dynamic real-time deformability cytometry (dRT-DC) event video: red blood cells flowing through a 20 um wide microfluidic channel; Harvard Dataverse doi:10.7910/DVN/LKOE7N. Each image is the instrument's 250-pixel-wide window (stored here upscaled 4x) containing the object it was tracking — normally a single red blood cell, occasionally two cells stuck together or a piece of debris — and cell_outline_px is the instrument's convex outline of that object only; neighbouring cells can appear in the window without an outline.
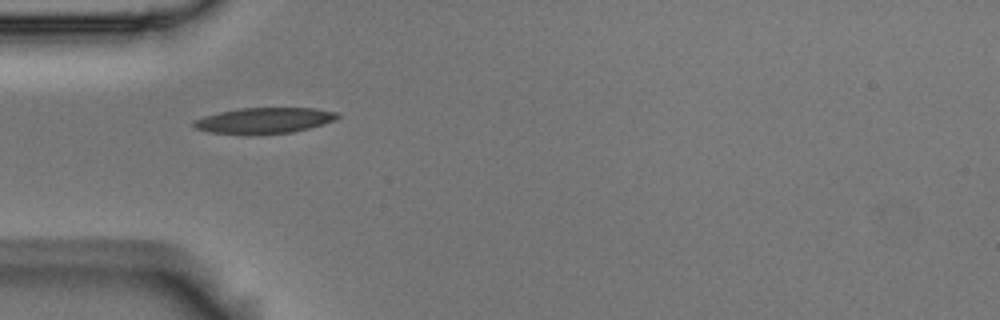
{"species": "Egyptian fruit bat (a non-hibernating species)", "species_latin": "Rousettus aegyptiacus", "temperature_condition": "room temperature", "stored_images_in_passage": 7, "camera_frame_rate_fps": 3000, "um_per_image_px": 0.085, "animal": {"sex": "male"}, "frame": {"image": 1, "passage_image": 1, "time_ms": 0.0, "image_size_px": [1000, 320], "cell_outline_px": [[340, 116], [324, 124], [292, 132], [248, 136], [208, 132], [196, 128], [192, 124], [192, 120], [204, 116], [220, 112], [240, 108], [312, 108], [336, 112]], "centroid_in_image_um": [22.38, 10.26], "position_along_channel_um": 62.6, "area_um2": 21.85}}
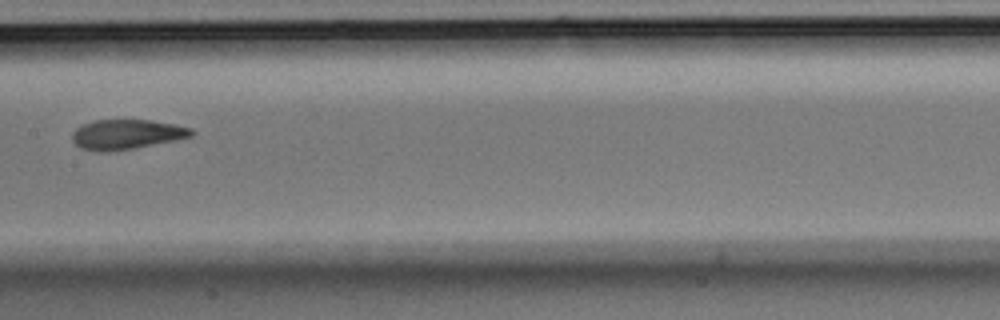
{"frame": {"image": 2, "passage_image": 4, "time_ms": 1.0, "image_size_px": [1000, 320], "cell_outline_px": [[196, 132], [192, 136], [176, 140], [136, 148], [108, 152], [100, 152], [80, 148], [72, 140], [72, 132], [76, 128], [84, 124], [96, 120], [152, 120], [192, 128]], "centroid_in_image_um": [10.77, 11.43], "position_along_channel_um": 196.6, "area_um2": 20.81}}
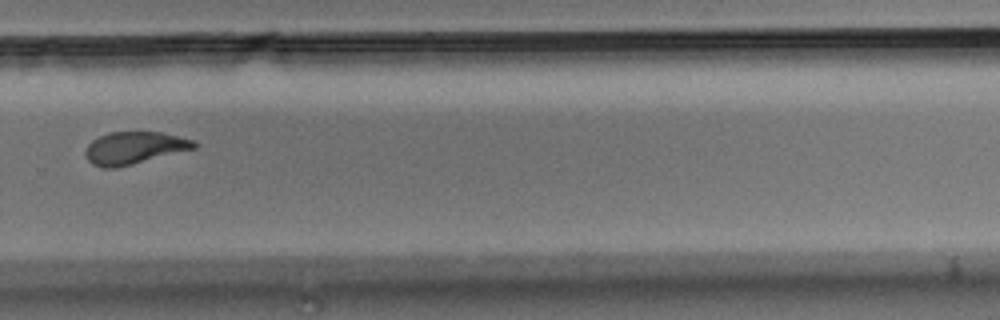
{"frame": {"image": 3, "passage_image": 7, "time_ms": 2.0, "image_size_px": [1000, 320], "cell_outline_px": [[196, 148], [116, 168], [104, 168], [92, 164], [88, 160], [84, 152], [88, 144], [92, 140], [108, 132], [164, 132], [196, 140]], "centroid_in_image_um": [11.42, 12.56], "position_along_channel_um": 318.4, "area_um2": 20.52}}